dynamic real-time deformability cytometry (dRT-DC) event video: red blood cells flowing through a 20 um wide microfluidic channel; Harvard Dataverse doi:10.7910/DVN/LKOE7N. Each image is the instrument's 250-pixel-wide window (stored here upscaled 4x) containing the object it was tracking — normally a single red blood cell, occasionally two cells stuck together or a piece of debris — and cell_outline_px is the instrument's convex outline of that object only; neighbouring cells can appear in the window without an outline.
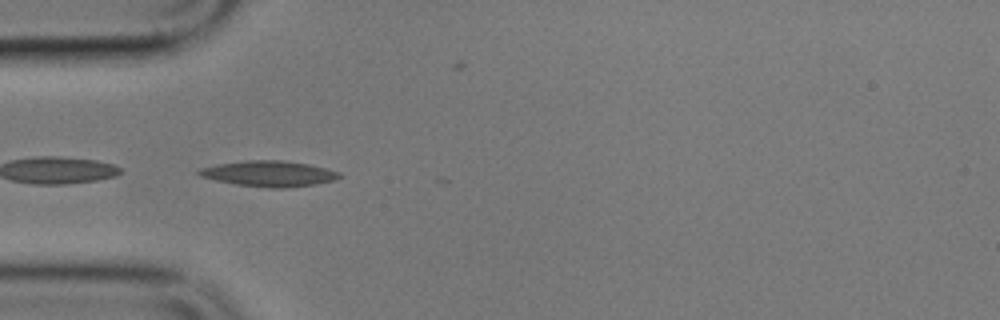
{"species": "common noctule bat (a hibernating species)", "species_latin": "Nyctalus noctula", "temperature_condition": "cold", "stored_images_in_passage": 6, "camera_frame_rate_fps": 3000, "um_per_image_px": 0.085, "animal": {"sex": "male", "body_mass_g": 17.9}, "frame": {"image": 1, "passage_image": 5, "time_ms": 4.667, "image_size_px": [1000, 320], "cell_outline_px": [[340, 176], [336, 180], [312, 184], [284, 188], [268, 188], [236, 184], [216, 180], [200, 176], [196, 172], [200, 168], [216, 164], [248, 160], [284, 160], [308, 164], [340, 172]], "centroid_in_image_um": [22.84, 14.75], "position_along_channel_um": 62.2, "area_um2": 20.87}}